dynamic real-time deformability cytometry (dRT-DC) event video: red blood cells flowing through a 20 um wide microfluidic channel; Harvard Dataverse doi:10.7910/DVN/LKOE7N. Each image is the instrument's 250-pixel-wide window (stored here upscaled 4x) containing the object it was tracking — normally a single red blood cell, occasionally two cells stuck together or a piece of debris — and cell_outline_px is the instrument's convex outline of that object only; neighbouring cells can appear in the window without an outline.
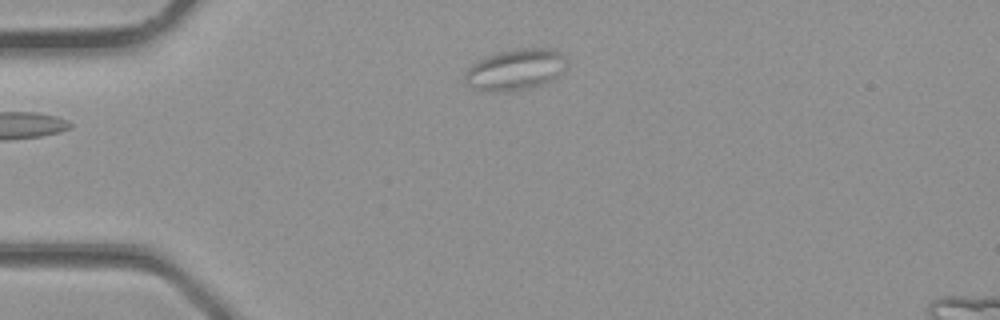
{"species": "common noctule bat (a hibernating species)", "species_latin": "Nyctalus noctula", "temperature_condition": "room temperature", "stored_images_in_passage": 28, "camera_frame_rate_fps": 3000, "um_per_image_px": 0.085, "animal": {"sex": "male", "body_mass_g": 23.1, "forearm_length_mm": 52.7}, "frame": {"image": 1, "passage_image": 1, "time_ms": 0.0, "image_size_px": [1000, 320], "cell_outline_px": [[568, 60], [556, 76], [548, 84], [532, 88], [496, 92], [492, 92], [480, 88], [472, 84], [464, 76], [468, 68], [476, 60], [500, 52], [516, 48], [548, 48], [564, 56]], "centroid_in_image_um": [43.85, 5.9], "position_along_channel_um": 41.2, "area_um2": 23.87}}
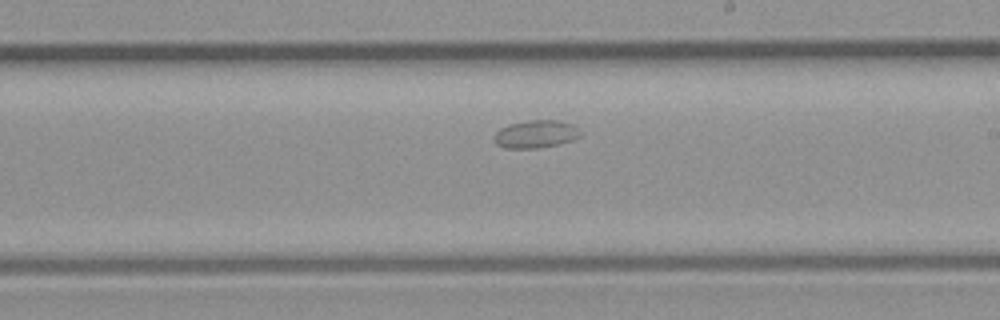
{"frame": {"image": 2, "passage_image": 13, "time_ms": 4.0, "image_size_px": [1000, 320], "cell_outline_px": [[580, 136], [572, 140], [560, 144], [536, 148], [508, 148], [496, 144], [496, 132], [500, 128], [512, 124], [528, 120], [560, 120], [572, 124], [580, 132]], "centroid_in_image_um": [45.57, 11.39], "position_along_channel_um": 243.4, "area_um2": 13.7}}
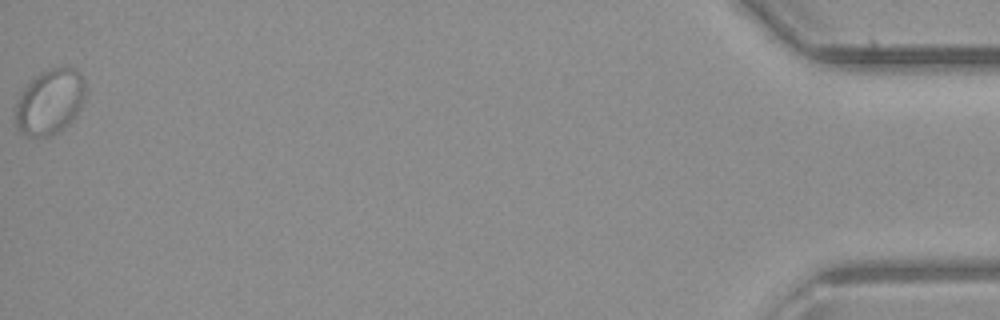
{"frame": {"image": 3, "passage_image": 28, "time_ms": 9.0, "image_size_px": [1000, 320], "cell_outline_px": [[84, 96], [80, 108], [68, 124], [56, 132], [48, 136], [32, 136], [20, 132], [16, 124], [16, 104], [20, 92], [40, 72], [48, 68], [60, 64], [76, 68], [80, 72], [84, 80]], "centroid_in_image_um": [4.24, 8.58], "position_along_channel_um": 431.0, "area_um2": 26.59}}